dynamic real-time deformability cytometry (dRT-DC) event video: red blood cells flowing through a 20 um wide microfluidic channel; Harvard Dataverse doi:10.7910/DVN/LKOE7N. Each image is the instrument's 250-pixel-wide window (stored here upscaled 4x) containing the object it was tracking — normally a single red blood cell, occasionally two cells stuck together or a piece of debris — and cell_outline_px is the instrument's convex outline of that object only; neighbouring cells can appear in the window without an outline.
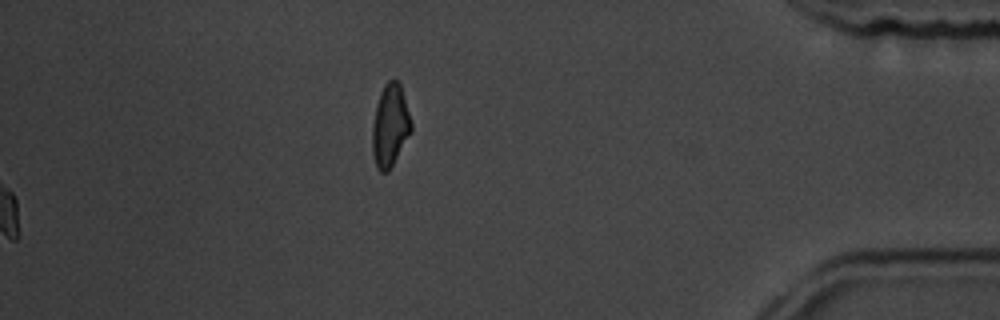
{"species": "common noctule bat (a hibernating species)", "species_latin": "Nyctalus noctula", "temperature_condition": "room temperature", "stored_images_in_passage": 55, "camera_frame_rate_fps": 3000, "um_per_image_px": 0.085, "animal": {"sex": "male", "body_mass_g": 19.5, "forearm_length_mm": 54.6}, "frame": {"image": 1, "passage_image": 55, "time_ms": 18.0, "image_size_px": [1000, 320], "cell_outline_px": [[412, 132], [388, 172], [380, 172], [376, 168], [372, 152], [372, 124], [376, 104], [380, 92], [384, 84], [392, 76], [400, 84], [404, 96], [412, 124]], "centroid_in_image_um": [33.15, 10.67], "position_along_channel_um": 402.1, "area_um2": 18.96}, "authors_computed_cell_mechanics": {"area_um2": 18.7272, "velocity_mm_per_s": 3.7486, "shape_relaxation_time_tau1_ms": 2.9818, "shape_relaxation_time_tau2_ms": 2.3042, "deformation_change_tau1": 0.116, "deformation_change_tau2": 0.0603}}